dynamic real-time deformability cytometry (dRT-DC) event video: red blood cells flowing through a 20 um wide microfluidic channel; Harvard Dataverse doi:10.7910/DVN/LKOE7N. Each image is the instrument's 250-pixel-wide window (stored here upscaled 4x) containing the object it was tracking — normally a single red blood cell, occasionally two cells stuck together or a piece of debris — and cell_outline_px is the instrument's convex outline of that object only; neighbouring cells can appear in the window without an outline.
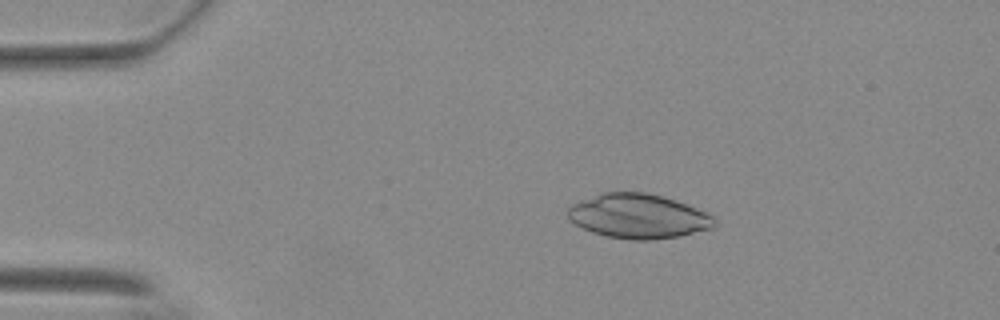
{"species": "Egyptian fruit bat (a non-hibernating species)", "species_latin": "Rousettus aegyptiacus", "temperature_condition": "warm", "stored_images_in_passage": 54, "camera_frame_rate_fps": 3000, "um_per_image_px": 0.085, "animal": {"sex": "female"}, "frame": {"image": 1, "passage_image": 9, "time_ms": 2.667, "image_size_px": [1000, 320], "cell_outline_px": [[716, 224], [712, 228], [680, 236], [648, 240], [632, 240], [608, 236], [592, 232], [568, 220], [564, 212], [572, 204], [600, 192], [644, 192], [660, 196], [696, 208], [712, 216]], "centroid_in_image_um": [54.18, 18.38], "position_along_channel_um": 30.8, "area_um2": 37.74}}
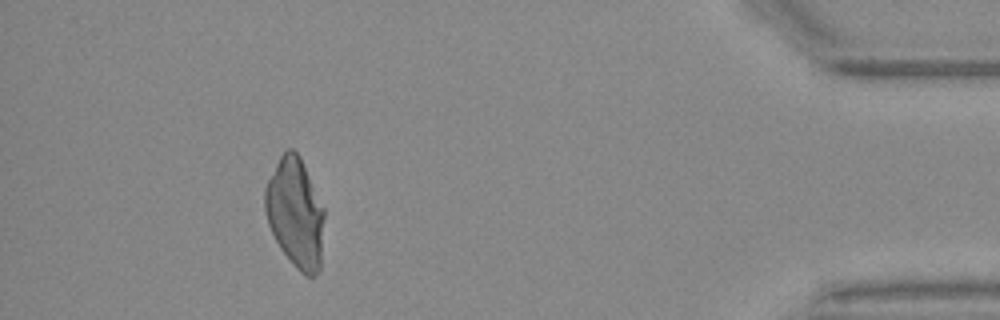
{"frame": {"image": 2, "passage_image": 49, "time_ms": 16.0, "image_size_px": [1000, 320], "cell_outline_px": [[324, 216], [320, 272], [312, 276], [308, 276], [300, 272], [292, 264], [280, 248], [268, 224], [264, 208], [264, 188], [280, 156], [288, 148], [292, 148], [300, 156], [324, 208]], "centroid_in_image_um": [25.1, 18.11], "position_along_channel_um": 410.1, "area_um2": 37.8}}